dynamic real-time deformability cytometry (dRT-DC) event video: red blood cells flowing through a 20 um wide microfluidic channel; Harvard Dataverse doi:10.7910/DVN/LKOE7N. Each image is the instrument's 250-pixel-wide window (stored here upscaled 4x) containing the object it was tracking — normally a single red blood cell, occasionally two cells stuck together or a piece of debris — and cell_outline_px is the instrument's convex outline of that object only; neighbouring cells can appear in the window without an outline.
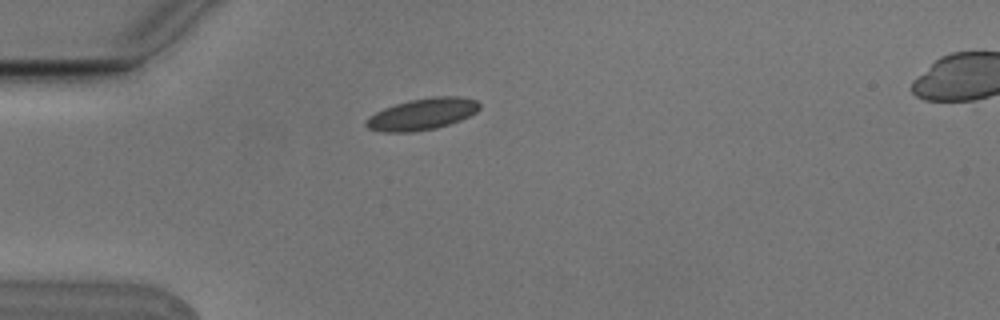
{"species": "Egyptian fruit bat (a non-hibernating species)", "species_latin": "Rousettus aegyptiacus", "temperature_condition": "cold", "stored_images_in_passage": 4, "camera_frame_rate_fps": 3000, "um_per_image_px": 0.085, "animal": {"sex": "male"}, "frame": {"image": 1, "passage_image": 1, "time_ms": 0.0, "image_size_px": [1000, 320], "cell_outline_px": [[480, 108], [476, 112], [460, 120], [436, 128], [412, 132], [384, 132], [368, 128], [364, 124], [364, 120], [368, 116], [384, 108], [408, 100], [432, 96], [460, 96], [476, 100], [480, 104]], "centroid_in_image_um": [35.87, 9.69], "position_along_channel_um": 49.1, "area_um2": 20.92}}
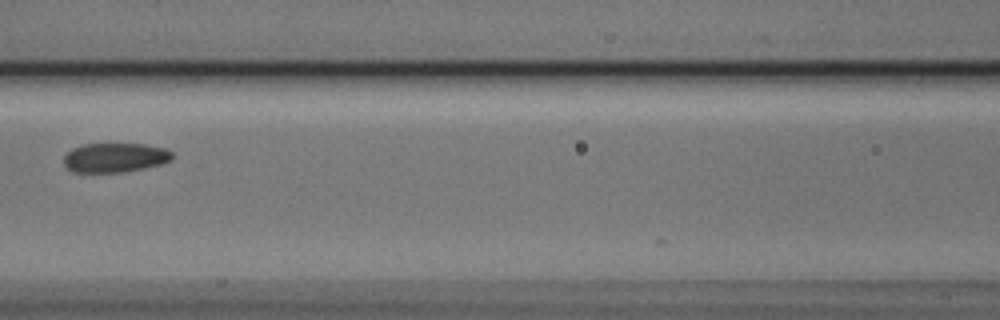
{"frame": {"image": 2, "passage_image": 4, "time_ms": 1.0, "image_size_px": [1000, 320], "cell_outline_px": [[172, 160], [164, 164], [124, 172], [72, 172], [64, 164], [64, 156], [72, 148], [84, 144], [144, 144], [164, 148], [172, 152]], "centroid_in_image_um": [9.79, 13.4], "position_along_channel_um": 156.8, "area_um2": 18.61}}